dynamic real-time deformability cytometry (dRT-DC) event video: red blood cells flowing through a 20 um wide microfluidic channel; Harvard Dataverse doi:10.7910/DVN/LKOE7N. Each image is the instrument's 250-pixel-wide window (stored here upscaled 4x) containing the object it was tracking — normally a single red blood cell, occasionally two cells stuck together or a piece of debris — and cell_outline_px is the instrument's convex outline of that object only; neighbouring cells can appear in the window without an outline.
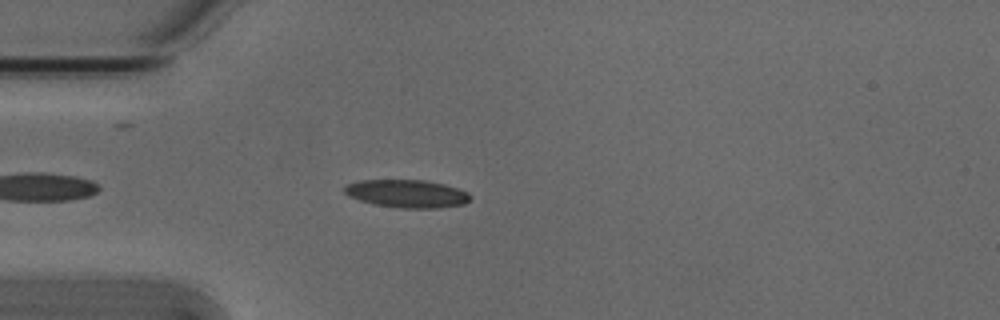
{"species": "Egyptian fruit bat (a non-hibernating species)", "species_latin": "Rousettus aegyptiacus", "temperature_condition": "cold", "stored_images_in_passage": 4, "camera_frame_rate_fps": 3000, "um_per_image_px": 0.085, "animal": {"sex": "male"}, "frame": {"image": 1, "passage_image": 4, "time_ms": 1.0, "image_size_px": [1000, 320], "cell_outline_px": [[472, 200], [464, 204], [440, 208], [400, 208], [372, 204], [348, 196], [344, 192], [344, 188], [348, 184], [360, 180], [424, 180], [444, 184], [468, 192], [472, 196]], "centroid_in_image_um": [34.62, 16.47], "position_along_channel_um": 50.4, "area_um2": 20.58}}